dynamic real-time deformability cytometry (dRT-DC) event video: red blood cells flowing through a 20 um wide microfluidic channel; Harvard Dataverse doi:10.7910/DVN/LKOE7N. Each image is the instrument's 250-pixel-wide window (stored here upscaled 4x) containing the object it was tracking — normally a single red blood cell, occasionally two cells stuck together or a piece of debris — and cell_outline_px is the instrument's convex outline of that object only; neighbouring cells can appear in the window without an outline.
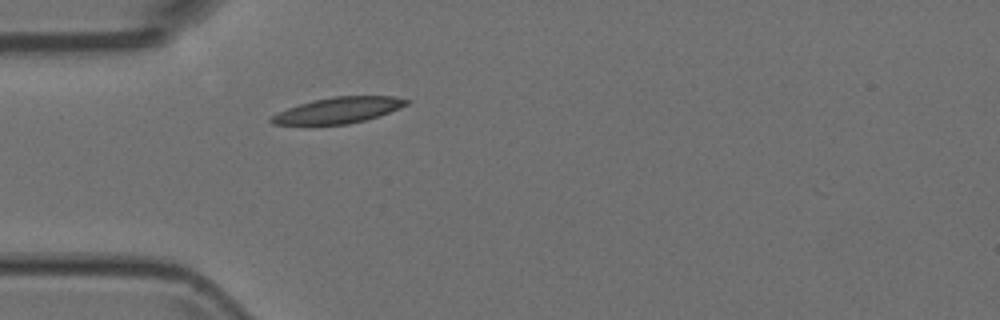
{"species": "Egyptian fruit bat (a non-hibernating species)", "species_latin": "Rousettus aegyptiacus", "temperature_condition": "room temperature", "stored_images_in_passage": 1, "camera_frame_rate_fps": 3000, "um_per_image_px": 0.085, "animal": {"sex": "female"}, "frame": {"image": 1, "passage_image": 1, "time_ms": 0.0, "image_size_px": [1000, 320], "cell_outline_px": [[412, 100], [408, 104], [400, 108], [364, 120], [348, 124], [272, 124], [268, 120], [272, 116], [288, 108], [312, 100], [332, 96], [392, 96]], "centroid_in_image_um": [28.78, 9.35], "position_along_channel_um": 56.2, "area_um2": 20.11}}